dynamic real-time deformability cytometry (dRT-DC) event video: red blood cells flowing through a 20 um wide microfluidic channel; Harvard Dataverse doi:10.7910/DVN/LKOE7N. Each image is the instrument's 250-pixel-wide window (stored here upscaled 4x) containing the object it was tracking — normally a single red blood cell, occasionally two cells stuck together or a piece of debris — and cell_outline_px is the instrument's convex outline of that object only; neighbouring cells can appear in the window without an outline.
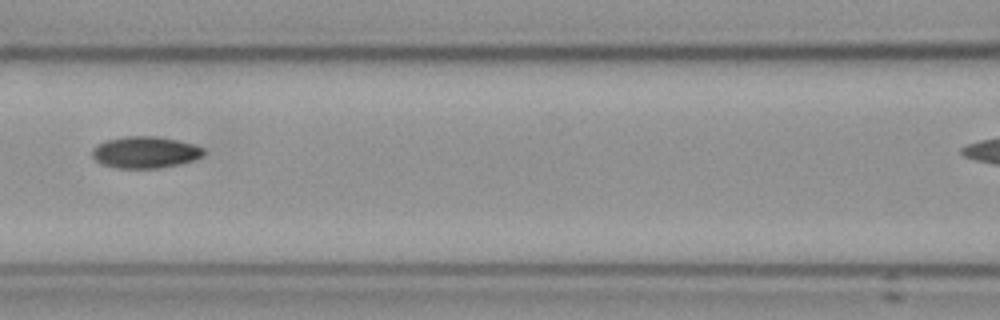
{"species": "Egyptian fruit bat (a non-hibernating species)", "species_latin": "Rousettus aegyptiacus", "temperature_condition": "cold", "stored_images_in_passage": 11, "camera_frame_rate_fps": 3000, "um_per_image_px": 0.085, "frame": {"image": 1, "passage_image": 4, "time_ms": 3.667, "image_size_px": [1000, 320], "cell_outline_px": [[204, 156], [180, 164], [160, 168], [116, 168], [100, 164], [92, 156], [92, 148], [96, 144], [104, 140], [124, 136], [156, 136], [176, 140], [192, 144], [204, 148]], "centroid_in_image_um": [12.3, 12.94], "position_along_channel_um": 154.3, "area_um2": 20.75}, "authors_computed_cell_mechanics": {"area_um2": 20.4612, "velocity_mm_per_s": 3.6177, "shape_relaxation_time_tau1_ms": null, "shape_relaxation_time_tau2_ms": 2.758, "deformation_change_tau1": null, "deformation_change_tau2": 0.0566}}